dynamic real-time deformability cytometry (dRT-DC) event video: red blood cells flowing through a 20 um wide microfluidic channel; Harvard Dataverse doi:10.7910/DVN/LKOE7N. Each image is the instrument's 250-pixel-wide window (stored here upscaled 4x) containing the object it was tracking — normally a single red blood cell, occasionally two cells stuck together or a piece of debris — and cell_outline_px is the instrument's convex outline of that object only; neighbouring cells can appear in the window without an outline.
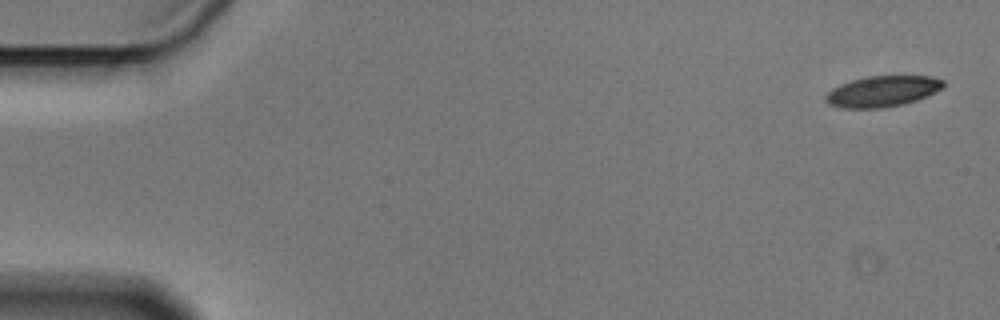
{"species": "Egyptian fruit bat (a non-hibernating species)", "species_latin": "Rousettus aegyptiacus", "temperature_condition": "cold", "stored_images_in_passage": 5, "camera_frame_rate_fps": 3000, "um_per_image_px": 0.085, "animal": {"sex": "male"}, "frame": {"image": 1, "passage_image": 1, "time_ms": 0.0, "image_size_px": [1000, 320], "cell_outline_px": [[944, 88], [916, 100], [904, 104], [884, 108], [844, 108], [828, 104], [824, 100], [824, 96], [832, 88], [840, 84], [852, 80], [868, 76], [932, 76], [944, 80]], "centroid_in_image_um": [75.0, 7.76], "position_along_channel_um": 10.0, "area_um2": 21.27}}
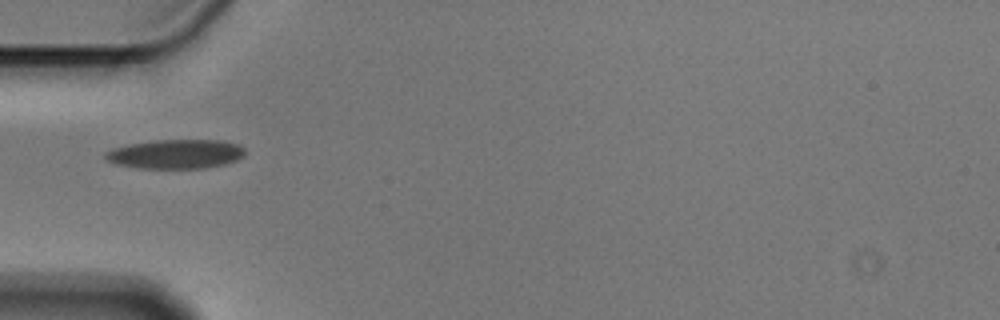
{"frame": {"image": 2, "passage_image": 5, "time_ms": 1.333, "image_size_px": [1000, 320], "cell_outline_px": [[244, 156], [236, 160], [224, 164], [204, 168], [136, 168], [112, 164], [104, 156], [104, 152], [112, 148], [128, 144], [152, 140], [224, 140], [240, 144], [244, 148]], "centroid_in_image_um": [14.91, 13.08], "position_along_channel_um": 70.1, "area_um2": 24.1}}